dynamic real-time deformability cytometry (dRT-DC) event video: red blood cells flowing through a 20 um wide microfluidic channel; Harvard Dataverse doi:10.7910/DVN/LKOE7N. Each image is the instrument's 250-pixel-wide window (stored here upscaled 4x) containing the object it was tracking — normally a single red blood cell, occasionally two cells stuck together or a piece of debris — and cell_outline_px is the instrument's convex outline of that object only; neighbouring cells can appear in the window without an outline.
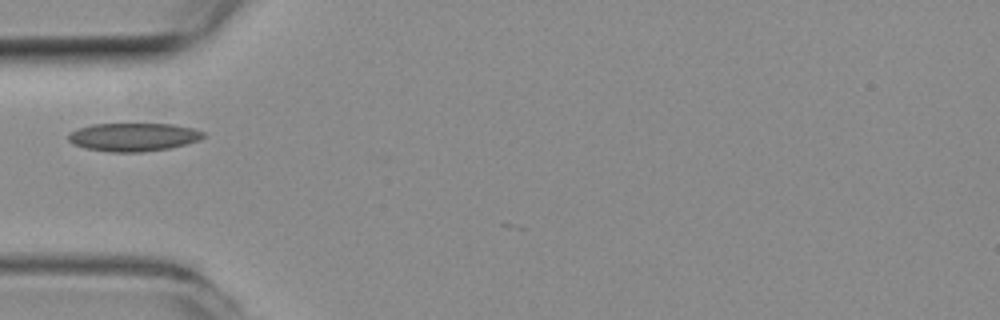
{"species": "common noctule bat (a hibernating species)", "species_latin": "Nyctalus noctula", "temperature_condition": "room temperature", "stored_images_in_passage": 2, "camera_frame_rate_fps": 3000, "um_per_image_px": 0.085, "animal": {"sex": "female", "body_mass_g": 19.3, "forearm_length_mm": 54.1}, "frame": {"image": 1, "passage_image": 1, "time_ms": 0.0, "image_size_px": [1000, 320], "cell_outline_px": [[204, 136], [200, 140], [168, 148], [140, 152], [112, 152], [84, 148], [72, 144], [68, 140], [68, 132], [92, 124], [172, 124], [192, 128], [204, 132]], "centroid_in_image_um": [11.3, 11.65], "position_along_channel_um": 73.7, "area_um2": 22.14}}